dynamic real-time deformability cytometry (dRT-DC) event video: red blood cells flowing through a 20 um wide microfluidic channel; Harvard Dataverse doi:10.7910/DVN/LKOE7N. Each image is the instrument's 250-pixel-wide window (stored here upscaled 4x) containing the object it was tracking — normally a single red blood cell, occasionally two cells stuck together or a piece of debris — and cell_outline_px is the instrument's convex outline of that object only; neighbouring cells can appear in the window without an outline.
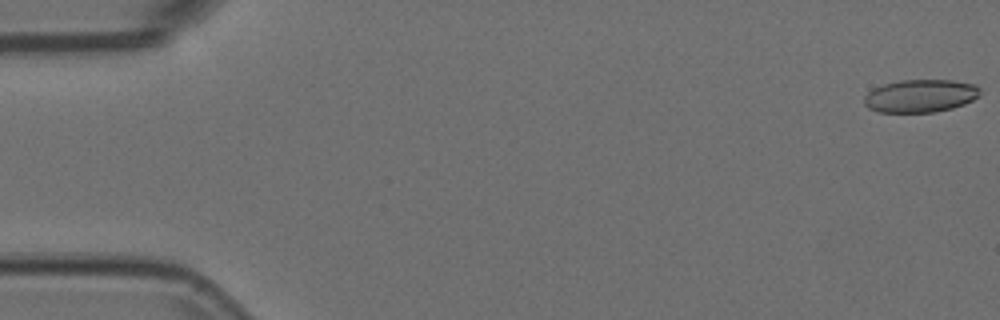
{"species": "Egyptian fruit bat (a non-hibernating species)", "species_latin": "Rousettus aegyptiacus", "temperature_condition": "room temperature", "stored_images_in_passage": 55, "camera_frame_rate_fps": 3000, "um_per_image_px": 0.085, "animal": {"sex": "female"}, "frame": {"image": 1, "passage_image": 1, "time_ms": 0.0, "image_size_px": [1000, 320], "cell_outline_px": [[980, 96], [964, 104], [952, 108], [936, 112], [880, 112], [868, 108], [864, 104], [864, 96], [872, 88], [884, 84], [900, 80], [952, 80], [976, 84], [980, 88]], "centroid_in_image_um": [78.24, 8.14], "position_along_channel_um": 6.8, "area_um2": 22.37}}
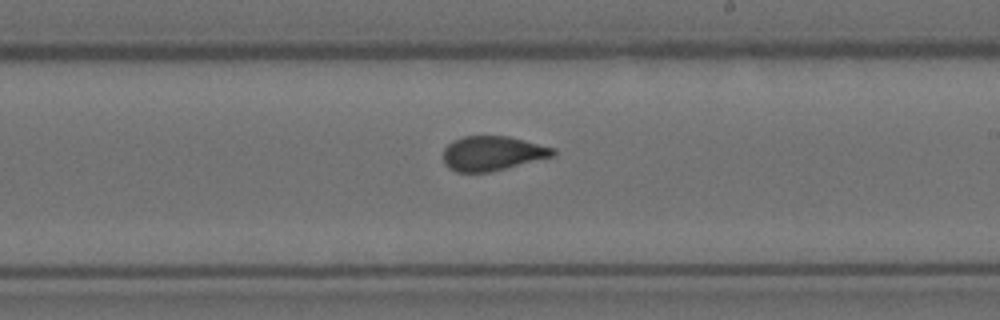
{"frame": {"image": 2, "passage_image": 32, "time_ms": 10.333, "image_size_px": [1000, 320], "cell_outline_px": [[556, 156], [488, 172], [456, 172], [448, 168], [444, 164], [444, 148], [452, 140], [464, 136], [508, 136], [556, 148]], "centroid_in_image_um": [41.86, 13.03], "position_along_channel_um": 247.1, "area_um2": 22.2}}
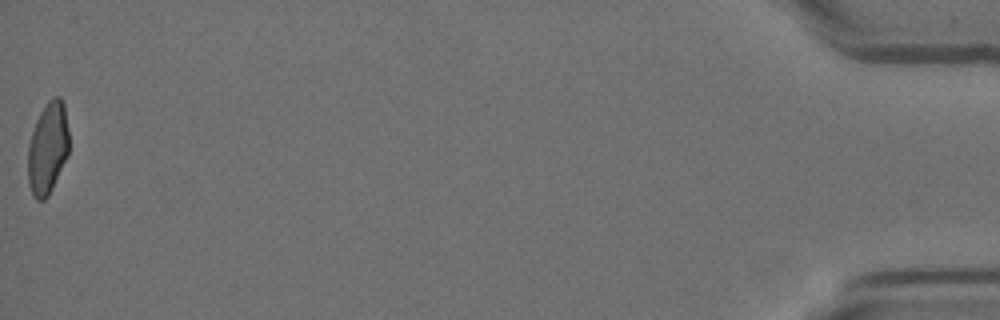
{"frame": {"image": 3, "passage_image": 55, "time_ms": 18.0, "image_size_px": [1000, 320], "cell_outline_px": [[68, 156], [48, 196], [44, 200], [36, 200], [28, 184], [28, 144], [36, 120], [40, 112], [48, 100], [52, 96], [60, 96], [64, 104], [68, 128]], "centroid_in_image_um": [4.06, 12.58], "position_along_channel_um": 431.1, "area_um2": 22.08}}